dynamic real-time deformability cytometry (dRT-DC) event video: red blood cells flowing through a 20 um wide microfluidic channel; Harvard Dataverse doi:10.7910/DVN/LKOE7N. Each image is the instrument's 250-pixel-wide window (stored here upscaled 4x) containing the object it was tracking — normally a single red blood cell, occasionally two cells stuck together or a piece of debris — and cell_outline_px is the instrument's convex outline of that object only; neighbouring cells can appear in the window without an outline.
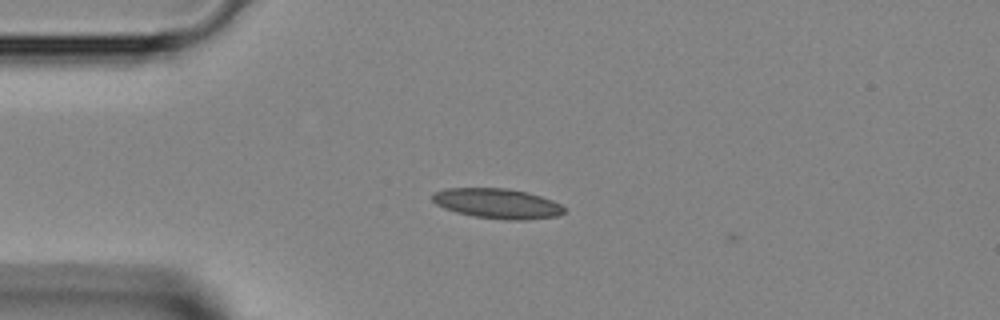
{"species": "Egyptian fruit bat (a non-hibernating species)", "species_latin": "Rousettus aegyptiacus", "temperature_condition": "room temperature", "stored_images_in_passage": 4, "camera_frame_rate_fps": 3000, "um_per_image_px": 0.085, "animal": {"sex": "female"}, "frame": {"image": 1, "passage_image": 1, "time_ms": 0.0, "image_size_px": [1000, 320], "cell_outline_px": [[564, 212], [556, 216], [524, 220], [508, 220], [476, 216], [456, 212], [444, 208], [436, 204], [432, 200], [432, 196], [436, 192], [444, 188], [508, 188], [528, 192], [552, 200], [560, 204], [564, 208]], "centroid_in_image_um": [42.27, 17.29], "position_along_channel_um": 42.7, "area_um2": 22.89}}